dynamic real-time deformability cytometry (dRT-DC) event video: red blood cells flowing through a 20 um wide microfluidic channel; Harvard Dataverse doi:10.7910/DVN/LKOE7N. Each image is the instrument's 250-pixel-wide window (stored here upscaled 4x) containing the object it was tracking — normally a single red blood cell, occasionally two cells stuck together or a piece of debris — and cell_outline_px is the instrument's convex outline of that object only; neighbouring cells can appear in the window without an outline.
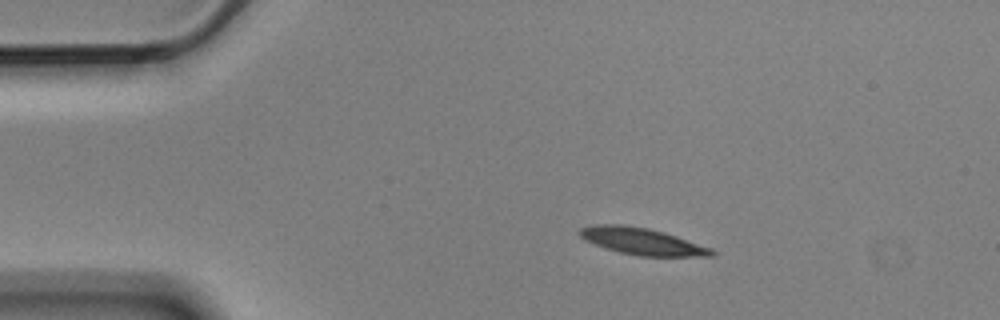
{"species": "Egyptian fruit bat (a non-hibernating species)", "species_latin": "Rousettus aegyptiacus", "temperature_condition": "cold", "stored_images_in_passage": 6, "camera_frame_rate_fps": 3000, "um_per_image_px": 0.085, "animal": {"sex": "male"}, "frame": {"image": 1, "passage_image": 1, "time_ms": 0.0, "image_size_px": [1000, 320], "cell_outline_px": [[716, 256], [640, 256], [620, 252], [604, 248], [584, 240], [580, 236], [580, 228], [592, 224], [620, 224], [648, 228], [664, 232], [712, 248], [716, 252]], "centroid_in_image_um": [54.57, 20.51], "position_along_channel_um": 30.4, "area_um2": 20.63}}
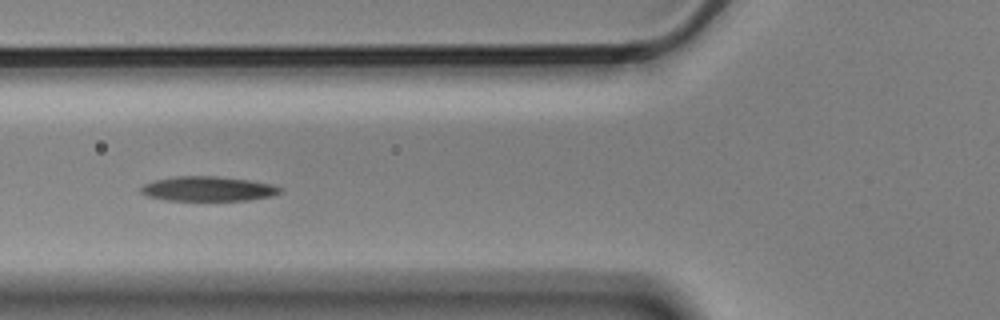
{"frame": {"image": 2, "passage_image": 4, "time_ms": 1.0, "image_size_px": [1000, 320], "cell_outline_px": [[280, 192], [272, 196], [248, 200], [168, 200], [148, 196], [140, 192], [140, 188], [144, 184], [152, 180], [176, 176], [216, 176], [252, 180], [272, 184], [280, 188]], "centroid_in_image_um": [17.66, 16.04], "position_along_channel_um": 108.1, "area_um2": 20.0}}
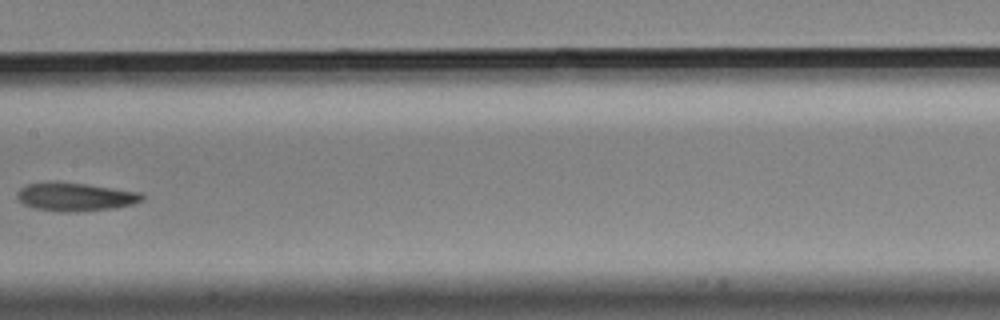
{"frame": {"image": 3, "passage_image": 6, "time_ms": 1.667, "image_size_px": [1000, 320], "cell_outline_px": [[144, 200], [132, 204], [112, 208], [76, 212], [60, 212], [32, 208], [24, 204], [16, 196], [16, 192], [24, 184], [52, 180], [84, 184], [140, 192], [144, 196]], "centroid_in_image_um": [6.33, 16.72], "position_along_channel_um": 201.1, "area_um2": 20.92}}